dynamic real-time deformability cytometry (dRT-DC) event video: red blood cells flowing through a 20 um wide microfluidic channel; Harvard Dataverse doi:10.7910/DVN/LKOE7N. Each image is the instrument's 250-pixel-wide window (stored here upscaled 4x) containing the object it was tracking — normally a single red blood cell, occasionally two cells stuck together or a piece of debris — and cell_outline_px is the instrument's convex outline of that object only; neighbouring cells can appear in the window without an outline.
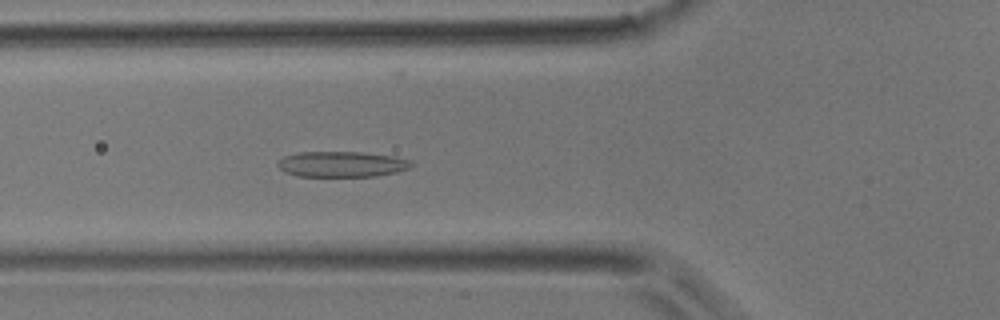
{"species": "common noctule bat (a hibernating species)", "species_latin": "Nyctalus noctula", "temperature_condition": "room temperature", "stored_images_in_passage": 35, "camera_frame_rate_fps": 3000, "um_per_image_px": 0.085, "animal": {"sex": "male", "body_mass_g": 17.9}, "frame": {"image": 1, "passage_image": 6, "time_ms": 1.667, "image_size_px": [1000, 320], "cell_outline_px": [[412, 164], [408, 168], [396, 172], [376, 176], [296, 176], [284, 172], [276, 164], [284, 156], [300, 152], [364, 152], [396, 156], [412, 160]], "centroid_in_image_um": [29.06, 13.95], "position_along_channel_um": 96.7, "area_um2": 20.0}}
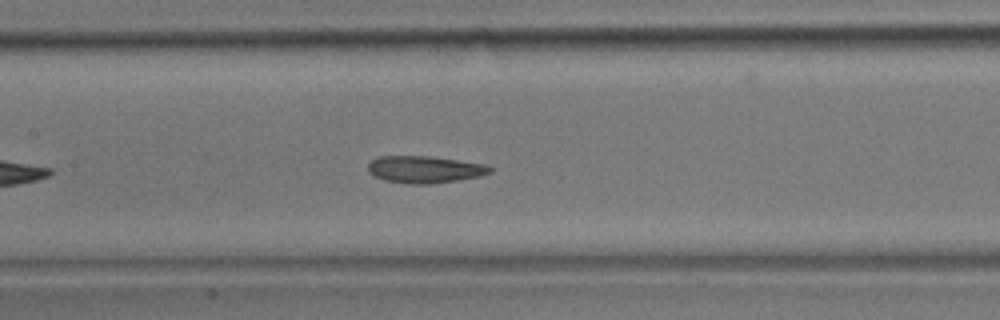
{"frame": {"image": 2, "passage_image": 11, "time_ms": 3.333, "image_size_px": [1000, 320], "cell_outline_px": [[492, 172], [480, 176], [456, 180], [428, 184], [408, 184], [384, 180], [368, 172], [368, 164], [372, 160], [380, 156], [432, 156], [488, 164], [492, 168]], "centroid_in_image_um": [36.13, 14.39], "position_along_channel_um": 171.3, "area_um2": 19.31}}
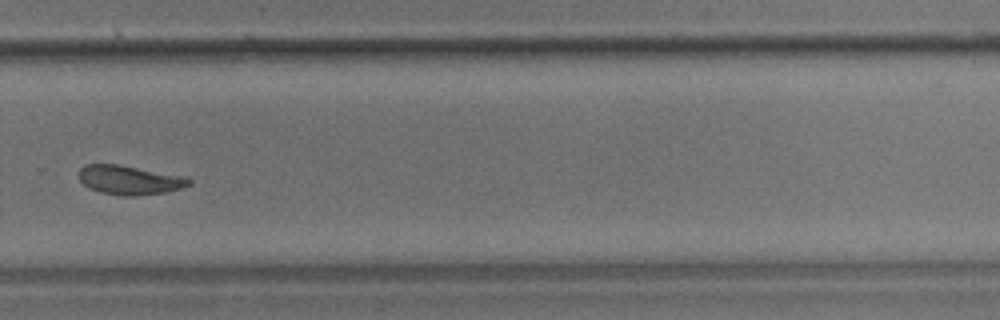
{"frame": {"image": 3, "passage_image": 21, "time_ms": 6.667, "image_size_px": [1000, 320], "cell_outline_px": [[192, 184], [180, 188], [164, 192], [132, 196], [124, 196], [100, 192], [88, 188], [80, 180], [80, 168], [84, 164], [120, 164], [184, 176], [192, 180]], "centroid_in_image_um": [11.0, 15.29], "position_along_channel_um": 318.8, "area_um2": 18.67}}